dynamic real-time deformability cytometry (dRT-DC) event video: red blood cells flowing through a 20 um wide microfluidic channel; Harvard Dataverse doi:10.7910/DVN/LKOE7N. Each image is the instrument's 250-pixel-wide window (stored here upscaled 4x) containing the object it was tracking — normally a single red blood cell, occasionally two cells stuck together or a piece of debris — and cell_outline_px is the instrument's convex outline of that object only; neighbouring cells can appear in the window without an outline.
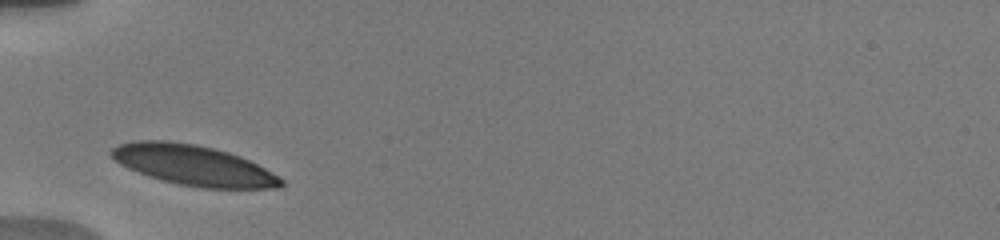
{"species": "human", "species_latin": "Homo sapiens", "temperature_condition": "warm", "stored_images_in_passage": 3, "camera_frame_rate_fps": 3000, "um_per_image_px": 0.085, "donor": {"sex": "male"}, "frame": {"image": 1, "passage_image": 1, "time_ms": 0.0, "image_size_px": [1000, 240], "cell_outline_px": [[284, 184], [280, 188], [204, 188], [180, 184], [160, 180], [148, 176], [128, 168], [120, 164], [108, 152], [112, 148], [120, 144], [136, 140], [168, 140], [196, 144], [228, 152], [240, 156], [280, 176], [284, 180]], "centroid_in_image_um": [16.44, 14.04], "position_along_channel_um": 68.6, "area_um2": 39.77}}
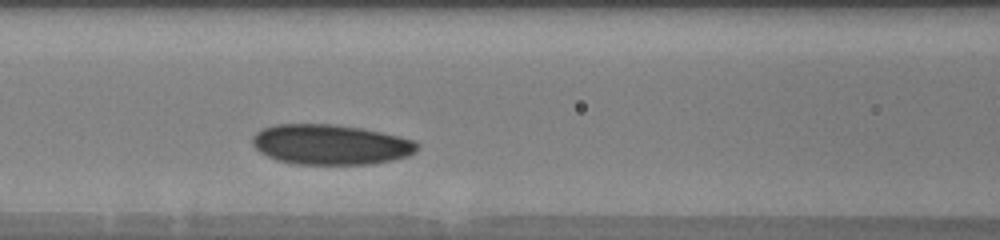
{"frame": {"image": 2, "passage_image": 3, "time_ms": 2.0, "image_size_px": [1000, 240], "cell_outline_px": [[420, 144], [408, 156], [392, 160], [372, 164], [296, 164], [276, 160], [260, 152], [252, 144], [252, 136], [260, 128], [276, 124], [336, 124], [360, 128], [380, 132], [412, 140]], "centroid_in_image_um": [28.03, 12.28], "position_along_channel_um": 138.6, "area_um2": 38.49}}